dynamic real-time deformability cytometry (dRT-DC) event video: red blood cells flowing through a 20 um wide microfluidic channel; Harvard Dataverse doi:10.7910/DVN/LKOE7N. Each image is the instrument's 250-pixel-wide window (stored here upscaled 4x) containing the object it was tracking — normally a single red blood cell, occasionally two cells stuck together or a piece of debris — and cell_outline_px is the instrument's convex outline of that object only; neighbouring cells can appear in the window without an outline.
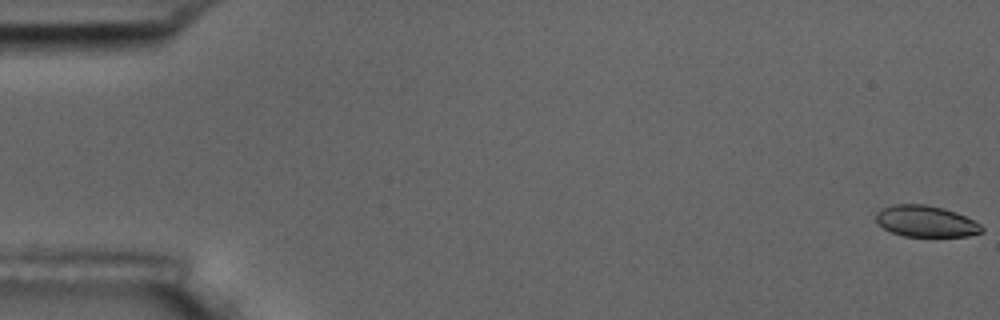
{"species": "common noctule bat (a hibernating species)", "species_latin": "Nyctalus noctula", "temperature_condition": "room temperature", "stored_images_in_passage": 56, "camera_frame_rate_fps": 3000, "um_per_image_px": 0.085, "animal": {"sex": "male", "body_mass_g": 17.5, "forearm_length_mm": 52.3}, "frame": {"image": 1, "passage_image": 1, "time_ms": 0.0, "image_size_px": [1000, 320], "cell_outline_px": [[984, 232], [968, 236], [904, 236], [892, 232], [884, 228], [876, 220], [876, 212], [892, 204], [924, 204], [944, 208], [956, 212], [980, 224], [984, 228]], "centroid_in_image_um": [78.72, 18.81], "position_along_channel_um": 6.3, "area_um2": 19.19}}
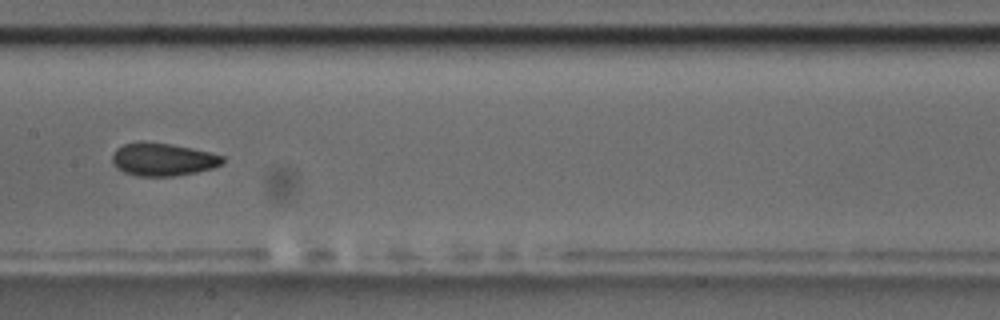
{"frame": {"image": 2, "passage_image": 29, "time_ms": 9.333, "image_size_px": [1000, 320], "cell_outline_px": [[224, 160], [220, 164], [212, 168], [196, 172], [176, 176], [136, 176], [124, 172], [116, 168], [112, 160], [112, 156], [116, 148], [124, 144], [140, 140], [172, 144], [192, 148], [224, 156]], "centroid_in_image_um": [13.8, 13.54], "position_along_channel_um": 193.6, "area_um2": 21.27}}
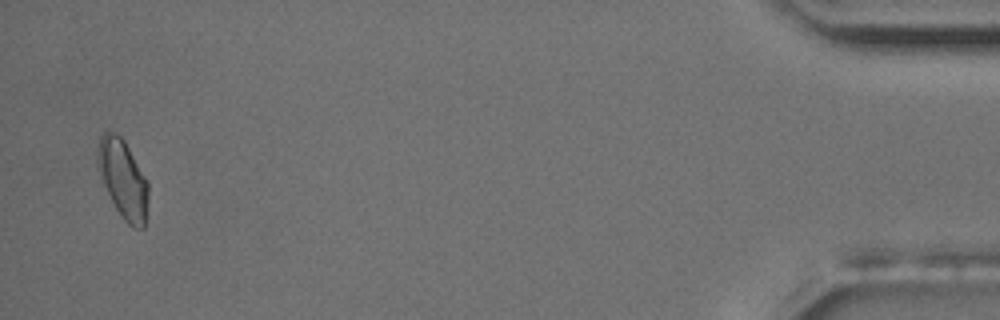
{"frame": {"image": 3, "passage_image": 55, "time_ms": 18.0, "image_size_px": [1000, 320], "cell_outline_px": [[148, 200], [144, 228], [132, 228], [124, 220], [116, 208], [96, 168], [96, 152], [100, 136], [108, 128], [116, 132], [124, 140], [148, 180]], "centroid_in_image_um": [10.44, 15.16], "position_along_channel_um": 424.8, "area_um2": 23.52}, "authors_computed_cell_mechanics": {"area_um2": 20.9236, "velocity_mm_per_s": 3.6421, "shape_relaxation_time_tau1_ms": 8.8532, "shape_relaxation_time_tau2_ms": 1.4941, "deformation_change_tau1": 0.1186, "deformation_change_tau2": 0.0647}}